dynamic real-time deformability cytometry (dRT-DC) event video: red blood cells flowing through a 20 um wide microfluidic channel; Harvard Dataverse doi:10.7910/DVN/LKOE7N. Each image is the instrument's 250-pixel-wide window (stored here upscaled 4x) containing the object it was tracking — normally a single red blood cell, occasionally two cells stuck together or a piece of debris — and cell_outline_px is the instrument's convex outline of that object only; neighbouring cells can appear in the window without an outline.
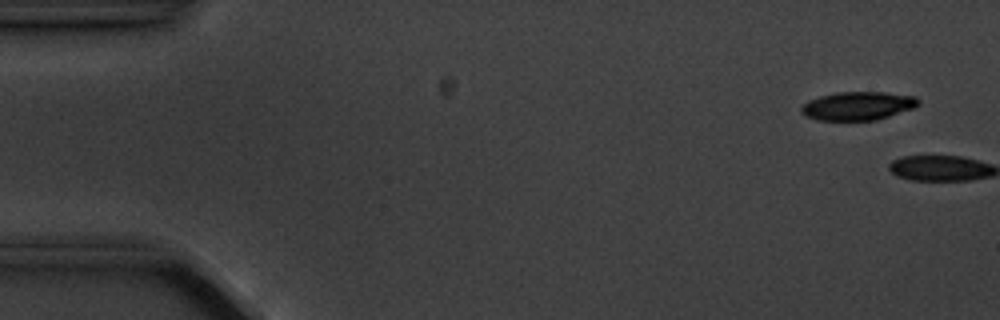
{"species": "common noctule bat (a hibernating species)", "species_latin": "Nyctalus noctula", "temperature_condition": "cold", "stored_images_in_passage": 6, "segment_of_instrument_passage": [2, 2], "camera_frame_rate_fps": 3000, "um_per_image_px": 0.085, "animal": {"sex": "male", "body_mass_g": 20.1, "forearm_length_mm": 53.5}, "frame": {"image": 1, "passage_image": 6, "time_ms": 6.667, "image_size_px": [1000, 320], "cell_outline_px": [[920, 104], [912, 108], [876, 120], [816, 120], [804, 116], [800, 112], [800, 108], [808, 100], [820, 96], [836, 92], [884, 92], [916, 96], [920, 100]], "centroid_in_image_um": [72.89, 8.99], "position_along_channel_um": 12.1, "area_um2": 19.48}}